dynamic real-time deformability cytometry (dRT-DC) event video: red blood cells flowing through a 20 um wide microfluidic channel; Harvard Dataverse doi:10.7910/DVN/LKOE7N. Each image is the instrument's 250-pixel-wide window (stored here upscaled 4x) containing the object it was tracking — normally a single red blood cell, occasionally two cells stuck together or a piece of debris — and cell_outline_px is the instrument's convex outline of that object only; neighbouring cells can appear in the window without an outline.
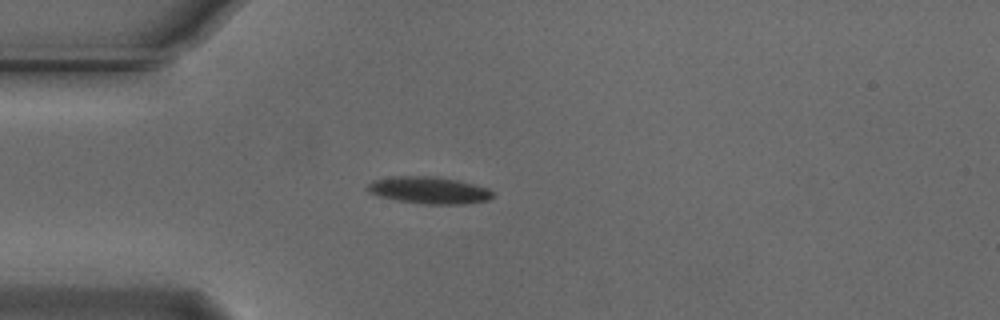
{"species": "Egyptian fruit bat (a non-hibernating species)", "species_latin": "Rousettus aegyptiacus", "temperature_condition": "cold", "stored_images_in_passage": 41, "camera_frame_rate_fps": 3000, "um_per_image_px": 0.085, "animal": {"sex": "male"}, "frame": {"image": 1, "passage_image": 1, "time_ms": 0.0, "image_size_px": [1000, 320], "cell_outline_px": [[496, 192], [488, 200], [464, 204], [424, 204], [396, 200], [380, 196], [368, 192], [364, 188], [372, 180], [392, 176], [432, 176], [460, 180], [488, 188]], "centroid_in_image_um": [36.46, 16.16], "position_along_channel_um": 48.5, "area_um2": 19.94}}
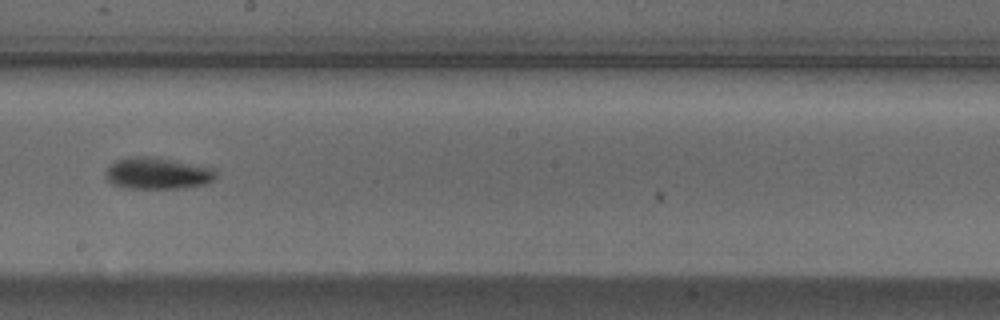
{"frame": {"image": 2, "passage_image": 17, "time_ms": 5.333, "image_size_px": [1000, 320], "cell_outline_px": [[216, 176], [208, 184], [184, 188], [124, 188], [112, 184], [104, 176], [104, 172], [116, 160], [128, 156], [148, 156], [176, 160], [212, 168], [216, 172]], "centroid_in_image_um": [13.37, 14.73], "position_along_channel_um": 234.8, "area_um2": 20.52}}
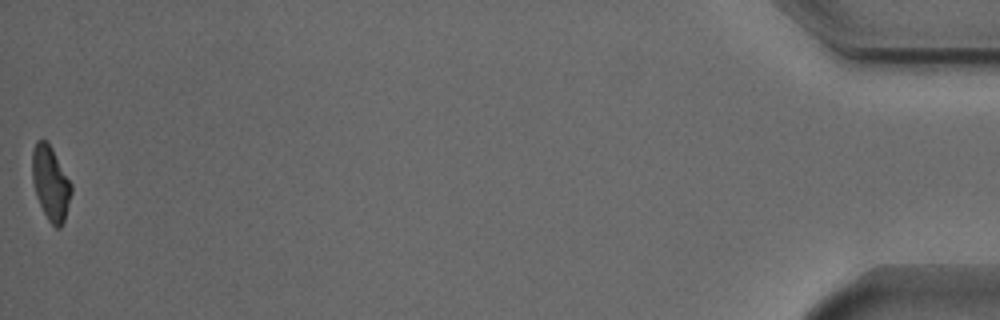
{"frame": {"image": 3, "passage_image": 41, "time_ms": 13.333, "image_size_px": [1000, 320], "cell_outline_px": [[72, 192], [64, 220], [60, 228], [56, 228], [48, 220], [36, 196], [32, 180], [32, 152], [36, 140], [48, 140], [72, 184]], "centroid_in_image_um": [4.3, 15.54], "position_along_channel_um": 430.9, "area_um2": 16.94}, "authors_computed_cell_mechanics": {"area_um2": 18.9584, "velocity_mm_per_s": 3.7339, "shape_relaxation_time_tau1_ms": 3.6172, "shape_relaxation_time_tau2_ms": null, "deformation_change_tau1": 0.1344, "deformation_change_tau2": null}}